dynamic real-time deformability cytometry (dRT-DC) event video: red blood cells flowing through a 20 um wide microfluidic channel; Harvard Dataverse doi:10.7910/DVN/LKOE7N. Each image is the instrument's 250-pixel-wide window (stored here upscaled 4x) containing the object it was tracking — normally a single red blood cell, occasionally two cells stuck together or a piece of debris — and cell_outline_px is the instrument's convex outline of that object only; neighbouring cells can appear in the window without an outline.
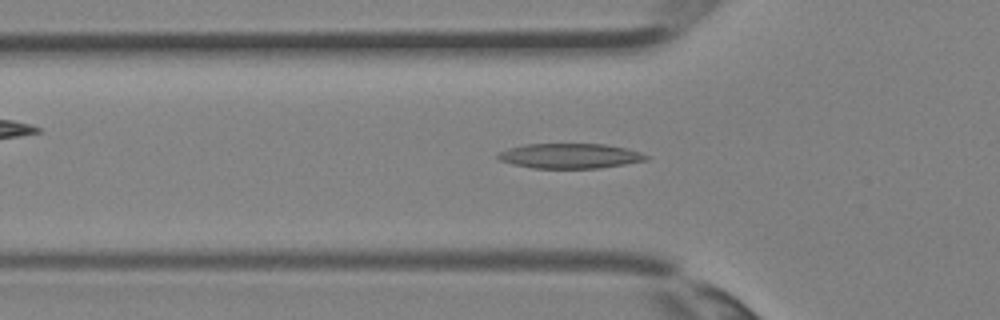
{"species": "Egyptian fruit bat (a non-hibernating species)", "species_latin": "Rousettus aegyptiacus", "temperature_condition": "room temperature", "stored_images_in_passage": 36, "camera_frame_rate_fps": 3000, "um_per_image_px": 0.085, "animal": {"sex": "female"}, "frame": {"image": 1, "passage_image": 12, "time_ms": 3.667, "image_size_px": [1000, 320], "cell_outline_px": [[648, 160], [600, 168], [532, 168], [512, 164], [500, 160], [496, 156], [500, 152], [508, 148], [524, 144], [604, 144], [628, 148], [640, 152], [648, 156]], "centroid_in_image_um": [48.45, 13.25], "position_along_channel_um": 77.4, "area_um2": 21.56}}
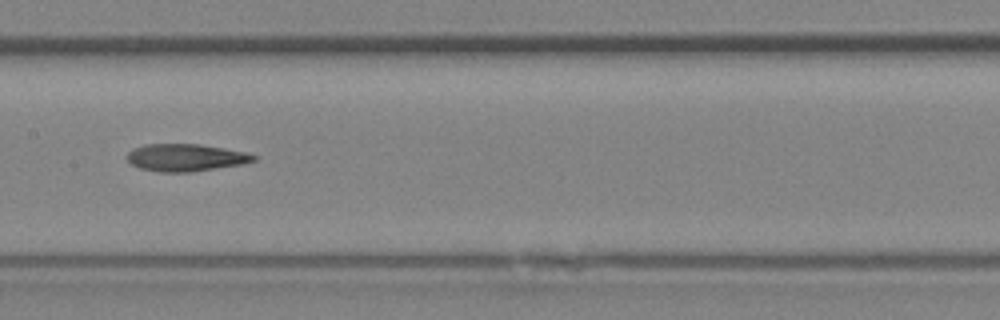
{"frame": {"image": 2, "passage_image": 18, "time_ms": 5.667, "image_size_px": [1000, 320], "cell_outline_px": [[260, 156], [256, 160], [244, 164], [192, 172], [160, 172], [140, 168], [132, 164], [124, 156], [132, 148], [144, 144], [200, 144], [248, 152]], "centroid_in_image_um": [15.81, 13.39], "position_along_channel_um": 191.6, "area_um2": 20.52}}
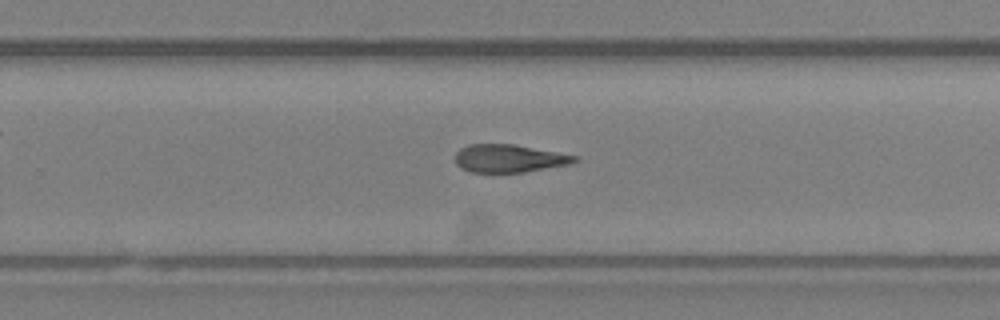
{"frame": {"image": 3, "passage_image": 23, "time_ms": 7.333, "image_size_px": [1000, 320], "cell_outline_px": [[580, 160], [572, 164], [524, 172], [472, 172], [460, 168], [456, 164], [456, 152], [460, 148], [468, 144], [516, 144], [580, 156]], "centroid_in_image_um": [43.33, 13.46], "position_along_channel_um": 286.5, "area_um2": 19.71}}